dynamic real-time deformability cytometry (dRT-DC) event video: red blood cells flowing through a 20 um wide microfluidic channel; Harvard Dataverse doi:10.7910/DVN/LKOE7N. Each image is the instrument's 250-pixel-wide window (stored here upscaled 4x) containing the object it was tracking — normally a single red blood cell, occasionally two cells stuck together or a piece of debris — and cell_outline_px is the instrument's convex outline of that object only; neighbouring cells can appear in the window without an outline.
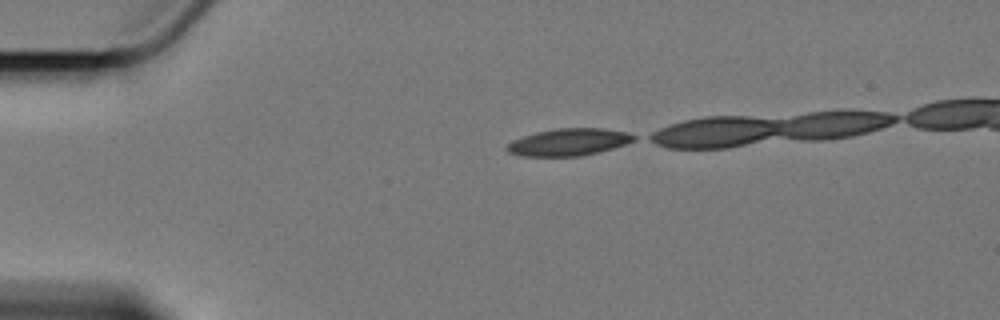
{"species": "Egyptian fruit bat (a non-hibernating species)", "species_latin": "Rousettus aegyptiacus", "temperature_condition": "cold", "stored_images_in_passage": 14, "camera_frame_rate_fps": 3000, "um_per_image_px": 0.085, "animal": {"sex": "female"}, "frame": {"image": 1, "passage_image": 1, "time_ms": 0.0, "image_size_px": [1000, 320], "cell_outline_px": [[636, 140], [600, 152], [580, 156], [520, 156], [508, 152], [504, 148], [508, 144], [524, 136], [536, 132], [556, 128], [600, 128], [624, 132], [636, 136]], "centroid_in_image_um": [48.33, 12.08], "position_along_channel_um": 36.7, "area_um2": 19.88}}
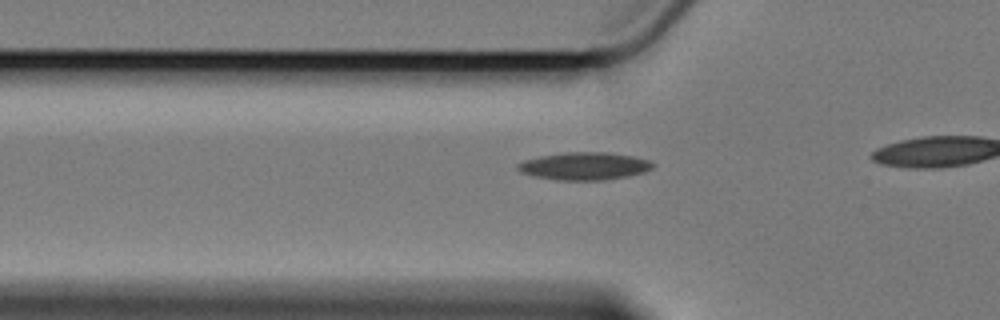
{"frame": {"image": 2, "passage_image": 8, "time_ms": 2.333, "image_size_px": [1000, 320], "cell_outline_px": [[656, 164], [652, 168], [644, 172], [628, 176], [604, 180], [556, 180], [536, 176], [520, 172], [516, 168], [516, 164], [524, 160], [540, 156], [564, 152], [608, 152], [632, 156], [652, 160]], "centroid_in_image_um": [49.69, 14.11], "position_along_channel_um": 76.1, "area_um2": 21.91}}
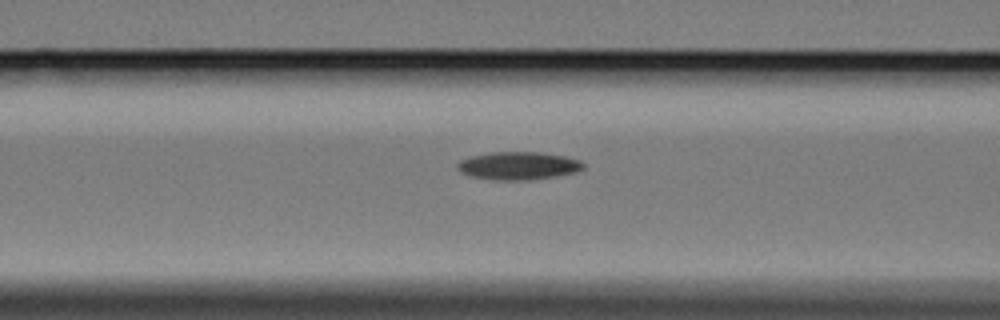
{"frame": {"image": 3, "passage_image": 12, "time_ms": 3.667, "image_size_px": [1000, 320], "cell_outline_px": [[584, 168], [576, 172], [556, 176], [528, 180], [492, 180], [468, 176], [460, 172], [456, 168], [456, 164], [460, 160], [472, 156], [492, 152], [540, 152], [564, 156], [580, 160], [584, 164]], "centroid_in_image_um": [44.03, 14.09], "position_along_channel_um": 122.6, "area_um2": 20.63}}